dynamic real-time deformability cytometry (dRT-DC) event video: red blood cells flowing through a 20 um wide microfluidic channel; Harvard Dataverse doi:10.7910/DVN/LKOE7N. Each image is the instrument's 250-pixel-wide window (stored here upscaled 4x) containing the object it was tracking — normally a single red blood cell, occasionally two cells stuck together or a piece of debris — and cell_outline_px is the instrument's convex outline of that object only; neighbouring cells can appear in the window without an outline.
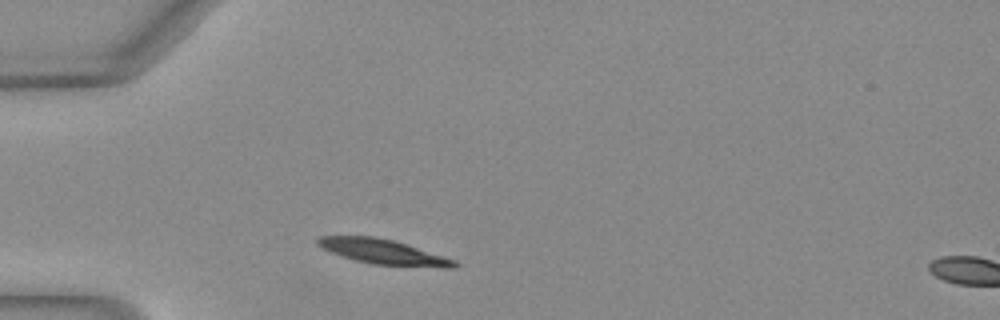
{"species": "Egyptian fruit bat (a non-hibernating species)", "species_latin": "Rousettus aegyptiacus", "temperature_condition": "warm", "stored_images_in_passage": 30, "camera_frame_rate_fps": 3000, "um_per_image_px": 0.085, "animal": {"sex": "female"}, "frame": {"image": 1, "passage_image": 1, "time_ms": 0.0, "image_size_px": [1000, 320], "cell_outline_px": [[460, 264], [456, 268], [444, 268], [372, 264], [356, 260], [320, 248], [316, 244], [316, 240], [320, 236], [372, 236], [392, 240], [456, 260]], "centroid_in_image_um": [32.59, 21.41], "position_along_channel_um": 52.4, "area_um2": 19.65}}
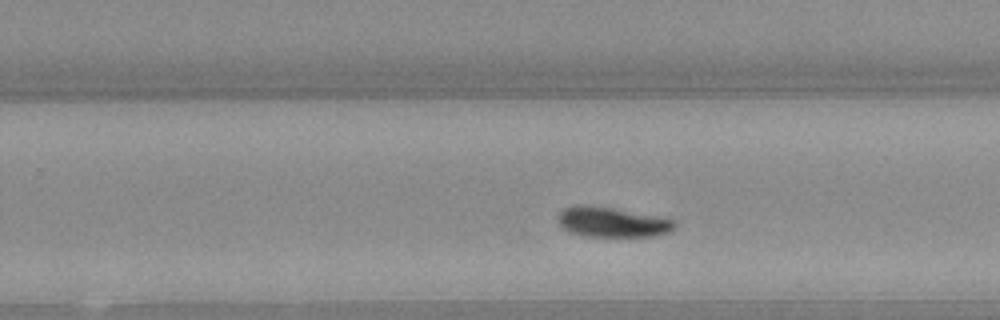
{"frame": {"image": 2, "passage_image": 19, "time_ms": 6.0, "image_size_px": [1000, 320], "cell_outline_px": [[676, 228], [672, 232], [656, 236], [584, 236], [572, 232], [564, 228], [560, 224], [556, 216], [564, 208], [576, 204], [584, 204], [612, 208], [676, 220]], "centroid_in_image_um": [52.05, 18.88], "position_along_channel_um": 277.8, "area_um2": 20.4}}
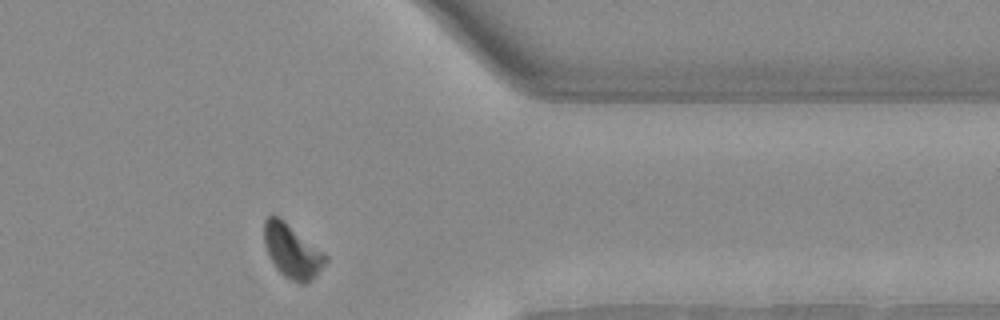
{"frame": {"image": 3, "passage_image": 28, "time_ms": 9.0, "image_size_px": [1000, 320], "cell_outline_px": [[328, 260], [304, 284], [300, 284], [284, 276], [276, 268], [264, 244], [264, 220], [268, 216], [280, 216], [324, 252], [328, 256]], "centroid_in_image_um": [24.81, 21.29], "position_along_channel_um": 386.6, "area_um2": 18.9}, "authors_computed_cell_mechanics": {"area_um2": 20.4323, "velocity_mm_per_s": 4.0116, "shape_relaxation_time_tau1_ms": 2.6753, "shape_relaxation_time_tau2_ms": null, "deformation_change_tau1": 0.1328, "deformation_change_tau2": null}}